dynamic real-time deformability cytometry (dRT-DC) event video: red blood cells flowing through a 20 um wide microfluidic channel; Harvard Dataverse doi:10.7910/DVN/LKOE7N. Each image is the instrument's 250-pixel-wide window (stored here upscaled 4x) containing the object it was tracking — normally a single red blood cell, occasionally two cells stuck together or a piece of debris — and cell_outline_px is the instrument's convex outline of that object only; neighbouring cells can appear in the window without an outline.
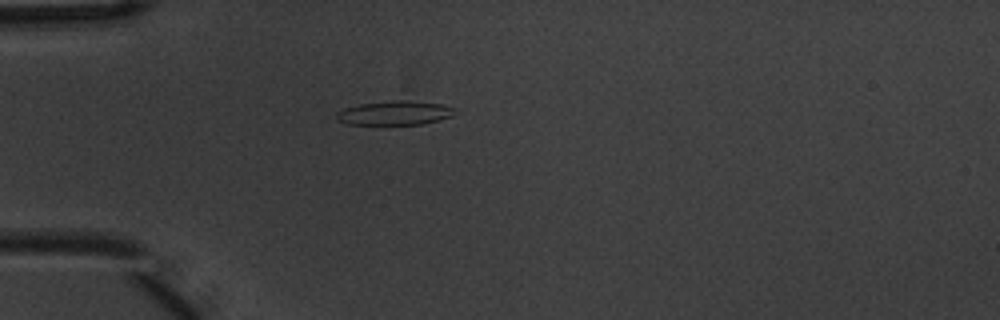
{"species": "common noctule bat (a hibernating species)", "species_latin": "Nyctalus noctula", "temperature_condition": "warm", "stored_images_in_passage": 1, "camera_frame_rate_fps": 3000, "um_per_image_px": 0.085, "animal": {"sex": "male", "body_mass_g": 20.1, "forearm_length_mm": 53.5}, "frame": {"image": 1, "passage_image": 1, "time_ms": 0.0, "image_size_px": [1000, 320], "cell_outline_px": [[456, 108], [452, 116], [420, 124], [348, 124], [336, 120], [336, 112], [344, 108], [360, 104], [392, 100], [408, 100], [440, 104]], "centroid_in_image_um": [33.51, 9.59], "position_along_channel_um": 51.5, "area_um2": 16.47}}